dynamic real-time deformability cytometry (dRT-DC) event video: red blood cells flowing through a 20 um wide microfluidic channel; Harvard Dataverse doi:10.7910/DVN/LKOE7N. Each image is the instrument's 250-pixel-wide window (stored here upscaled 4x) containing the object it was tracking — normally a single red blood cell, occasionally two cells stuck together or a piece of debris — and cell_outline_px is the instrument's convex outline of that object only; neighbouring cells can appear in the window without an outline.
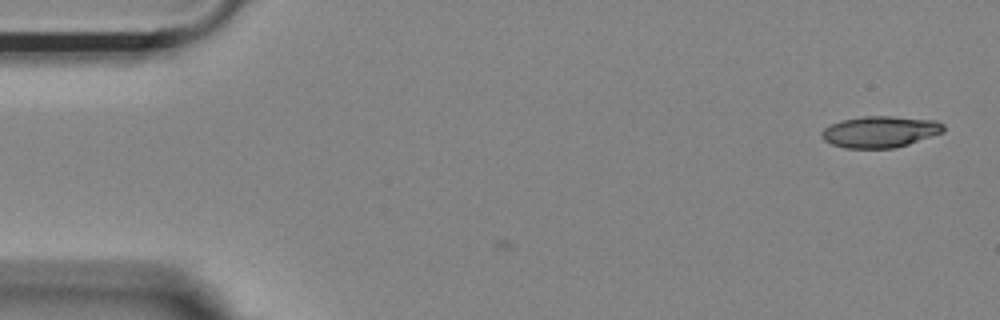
{"species": "Egyptian fruit bat (a non-hibernating species)", "species_latin": "Rousettus aegyptiacus", "temperature_condition": "room temperature", "stored_images_in_passage": 7, "camera_frame_rate_fps": 3000, "um_per_image_px": 0.085, "animal": {"sex": "female"}, "frame": {"image": 1, "passage_image": 7, "time_ms": 2.0, "image_size_px": [1000, 320], "cell_outline_px": [[944, 132], [896, 148], [844, 148], [832, 144], [824, 140], [820, 136], [820, 132], [824, 128], [832, 124], [844, 120], [864, 116], [892, 116], [936, 120], [944, 124]], "centroid_in_image_um": [74.81, 11.2], "position_along_channel_um": 10.2, "area_um2": 22.31}}